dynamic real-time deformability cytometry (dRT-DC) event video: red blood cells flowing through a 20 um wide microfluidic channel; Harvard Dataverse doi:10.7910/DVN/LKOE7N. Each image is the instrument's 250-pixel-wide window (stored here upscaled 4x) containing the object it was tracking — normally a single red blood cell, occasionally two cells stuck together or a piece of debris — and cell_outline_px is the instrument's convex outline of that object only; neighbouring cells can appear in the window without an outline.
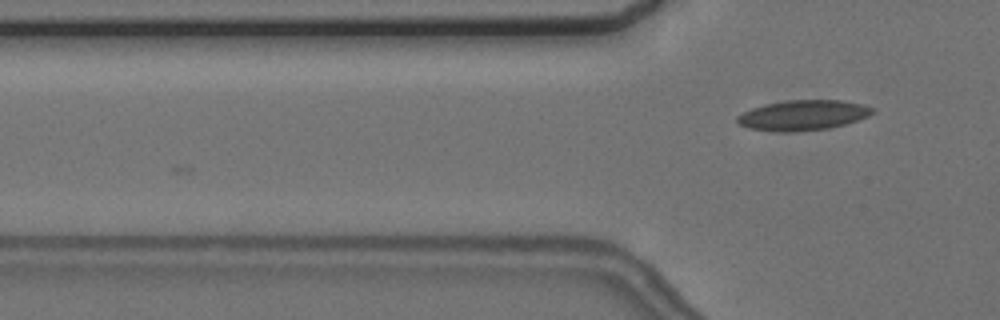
{"species": "common noctule bat (a hibernating species)", "species_latin": "Nyctalus noctula", "temperature_condition": "cold", "stored_images_in_passage": 3, "camera_frame_rate_fps": 3000, "um_per_image_px": 0.085, "animal": {"sex": "female", "body_mass_g": 24.6, "forearm_length_mm": 56.2}, "frame": {"image": 1, "passage_image": 3, "time_ms": 3.0, "image_size_px": [1000, 320], "cell_outline_px": [[876, 112], [860, 120], [828, 128], [792, 132], [776, 132], [748, 128], [740, 124], [736, 120], [736, 116], [752, 108], [764, 104], [788, 100], [840, 100], [864, 104], [876, 108]], "centroid_in_image_um": [68.29, 9.79], "position_along_channel_um": 57.5, "area_um2": 23.99}}